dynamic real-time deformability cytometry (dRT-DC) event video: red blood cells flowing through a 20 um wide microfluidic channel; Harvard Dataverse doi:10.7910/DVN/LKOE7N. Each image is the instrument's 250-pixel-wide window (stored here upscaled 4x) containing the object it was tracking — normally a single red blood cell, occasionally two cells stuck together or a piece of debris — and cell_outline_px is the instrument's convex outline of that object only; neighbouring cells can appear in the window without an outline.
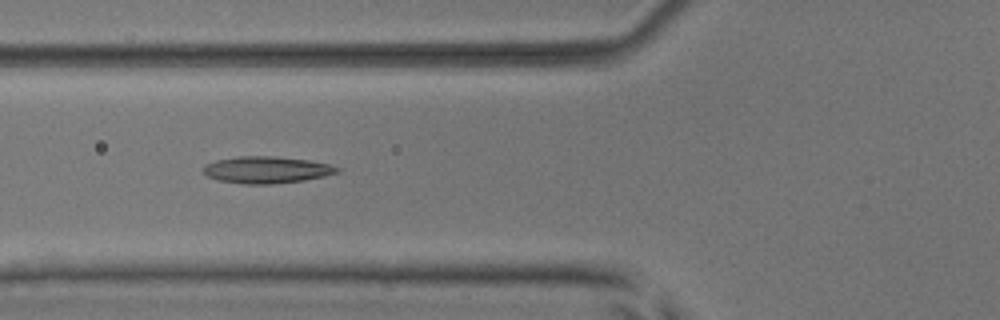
{"species": "common noctule bat (a hibernating species)", "species_latin": "Nyctalus noctula", "temperature_condition": "room temperature", "stored_images_in_passage": 8, "camera_frame_rate_fps": 3000, "um_per_image_px": 0.085, "animal": {"sex": "male", "body_mass_g": 17.9, "forearm_length_mm": 54.2}, "frame": {"image": 1, "passage_image": 5, "time_ms": 4.333, "image_size_px": [1000, 320], "cell_outline_px": [[340, 172], [324, 176], [304, 180], [272, 184], [244, 184], [216, 180], [208, 176], [204, 172], [204, 164], [216, 160], [240, 156], [272, 156], [308, 160], [332, 164], [340, 168]], "centroid_in_image_um": [22.67, 14.43], "position_along_channel_um": 103.1, "area_um2": 20.98}}
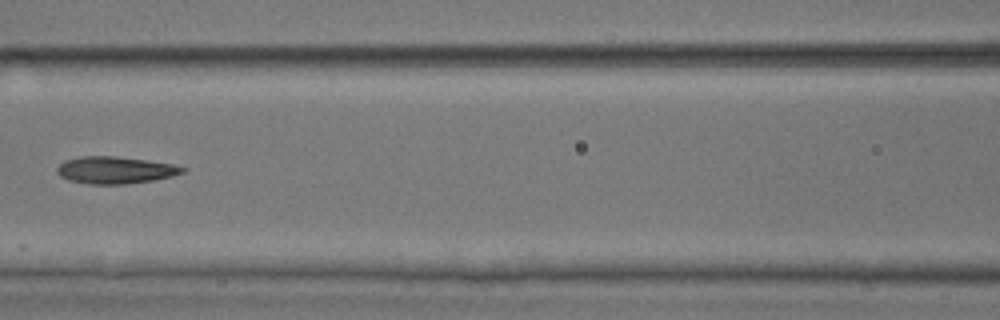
{"frame": {"image": 2, "passage_image": 6, "time_ms": 5.667, "image_size_px": [1000, 320], "cell_outline_px": [[188, 168], [184, 172], [172, 176], [152, 180], [124, 184], [92, 184], [68, 180], [60, 176], [56, 172], [56, 168], [64, 160], [80, 156], [112, 156], [144, 160], [172, 164]], "centroid_in_image_um": [9.76, 14.45], "position_along_channel_um": 156.8, "area_um2": 19.65}}